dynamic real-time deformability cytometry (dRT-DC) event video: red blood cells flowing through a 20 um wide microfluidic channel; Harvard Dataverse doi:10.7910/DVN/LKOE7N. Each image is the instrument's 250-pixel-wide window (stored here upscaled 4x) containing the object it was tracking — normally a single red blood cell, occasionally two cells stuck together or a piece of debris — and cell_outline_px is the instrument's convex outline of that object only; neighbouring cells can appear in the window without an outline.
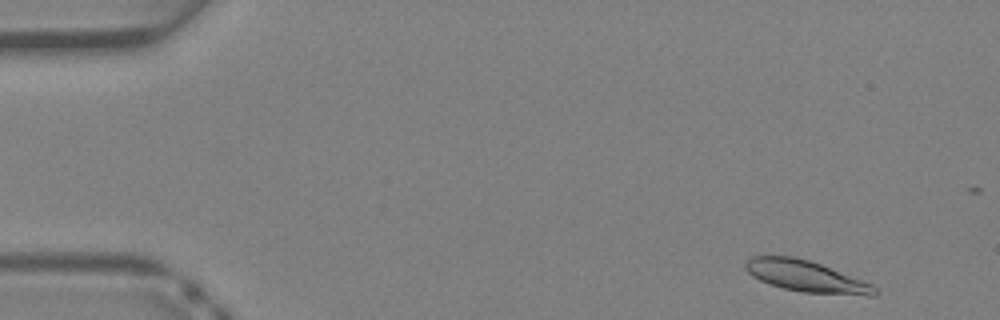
{"species": "Egyptian fruit bat (a non-hibernating species)", "species_latin": "Rousettus aegyptiacus", "temperature_condition": "warm", "stored_images_in_passage": 11, "camera_frame_rate_fps": 3000, "um_per_image_px": 0.085, "animal": {"sex": "female"}, "frame": {"image": 1, "passage_image": 2, "time_ms": 0.333, "image_size_px": [1000, 320], "cell_outline_px": [[880, 292], [876, 296], [868, 296], [804, 292], [784, 288], [760, 280], [752, 276], [744, 268], [744, 264], [752, 256], [792, 256], [808, 260], [820, 264], [872, 284]], "centroid_in_image_um": [68.54, 23.49], "position_along_channel_um": 16.5, "area_um2": 23.35}}
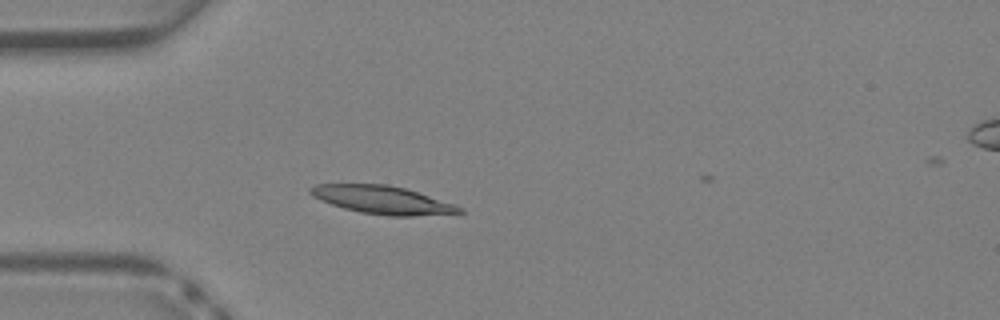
{"frame": {"image": 2, "passage_image": 10, "time_ms": 3.0, "image_size_px": [1000, 320], "cell_outline_px": [[464, 212], [412, 216], [388, 216], [360, 212], [344, 208], [320, 200], [312, 196], [308, 192], [308, 188], [316, 184], [388, 184], [404, 188], [464, 208]], "centroid_in_image_um": [32.43, 16.99], "position_along_channel_um": 52.6, "area_um2": 24.04}}